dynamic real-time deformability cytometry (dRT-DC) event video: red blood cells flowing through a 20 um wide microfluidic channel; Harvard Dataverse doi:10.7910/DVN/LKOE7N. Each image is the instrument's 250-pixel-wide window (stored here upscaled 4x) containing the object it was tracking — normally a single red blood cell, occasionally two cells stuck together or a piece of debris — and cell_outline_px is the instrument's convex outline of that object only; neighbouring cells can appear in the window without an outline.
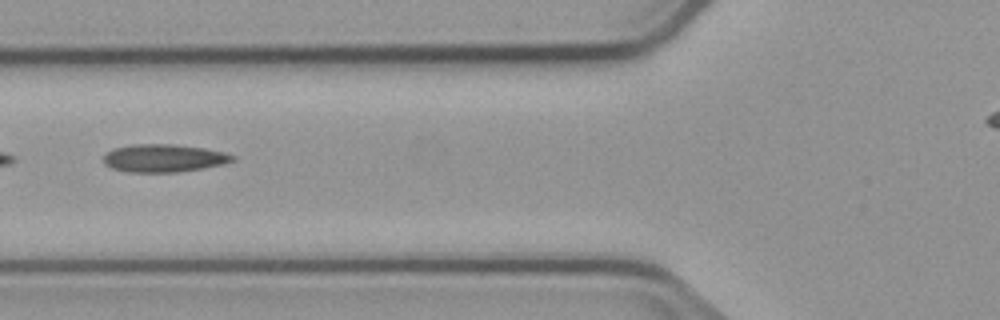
{"species": "common noctule bat (a hibernating species)", "species_latin": "Nyctalus noctula", "temperature_condition": "cold", "stored_images_in_passage": 4, "segment_of_instrument_passage": [1, 2], "camera_frame_rate_fps": 3000, "um_per_image_px": 0.085, "animal": {"sex": "male", "body_mass_g": 23.1, "forearm_length_mm": 52.7}, "frame": {"image": 1, "passage_image": 3, "time_ms": 2.333, "image_size_px": [1000, 320], "cell_outline_px": [[236, 160], [224, 164], [204, 168], [176, 172], [128, 172], [112, 168], [104, 164], [104, 156], [112, 148], [132, 144], [172, 144], [204, 148], [224, 152], [236, 156]], "centroid_in_image_um": [13.94, 13.44], "position_along_channel_um": 111.9, "area_um2": 21.04}}